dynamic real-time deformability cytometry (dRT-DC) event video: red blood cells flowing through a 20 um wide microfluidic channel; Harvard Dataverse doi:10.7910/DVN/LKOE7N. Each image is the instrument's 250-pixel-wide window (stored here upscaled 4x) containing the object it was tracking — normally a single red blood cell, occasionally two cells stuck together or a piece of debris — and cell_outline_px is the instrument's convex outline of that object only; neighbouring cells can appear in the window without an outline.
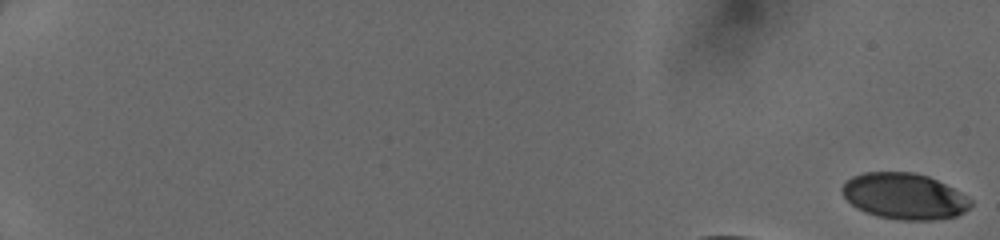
{"species": "human", "species_latin": "Homo sapiens", "temperature_condition": "cold", "stored_images_in_passage": 17, "camera_frame_rate_fps": 3000, "um_per_image_px": 0.085, "donor": {"sex": "female"}, "frame": {"image": 1, "passage_image": 1, "time_ms": 0.0, "image_size_px": [1000, 240], "cell_outline_px": [[972, 204], [964, 212], [956, 216], [932, 220], [900, 220], [876, 216], [864, 212], [856, 208], [840, 192], [840, 188], [852, 176], [864, 172], [912, 172], [928, 176], [968, 196], [972, 200]], "centroid_in_image_um": [76.85, 16.68], "position_along_channel_um": 8.2, "area_um2": 34.56}}
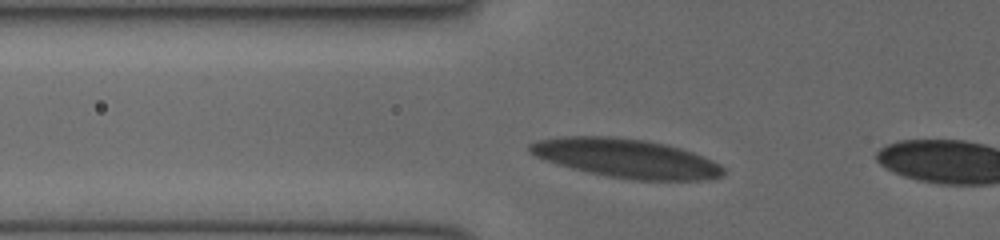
{"frame": {"image": 2, "passage_image": 16, "time_ms": 5.0, "image_size_px": [1000, 240], "cell_outline_px": [[724, 176], [708, 180], [636, 180], [608, 176], [588, 172], [556, 164], [532, 156], [528, 152], [528, 144], [536, 140], [564, 136], [612, 136], [644, 140], [664, 144], [680, 148], [704, 156], [720, 164], [724, 168]], "centroid_in_image_um": [53.2, 13.45], "position_along_channel_um": 72.6, "area_um2": 44.16}}